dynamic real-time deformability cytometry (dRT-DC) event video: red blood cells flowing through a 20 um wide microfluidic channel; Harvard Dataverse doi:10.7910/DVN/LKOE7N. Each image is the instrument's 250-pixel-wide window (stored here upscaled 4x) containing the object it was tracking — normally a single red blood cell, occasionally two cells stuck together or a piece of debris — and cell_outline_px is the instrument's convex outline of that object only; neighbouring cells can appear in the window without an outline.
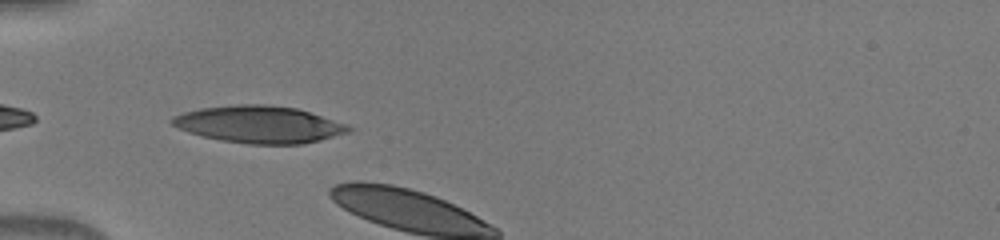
{"species": "human", "species_latin": "Homo sapiens", "temperature_condition": "warm", "stored_images_in_passage": 2, "camera_frame_rate_fps": 3000, "um_per_image_px": 0.085, "donor": {"sex": "male"}, "frame": {"image": 1, "passage_image": 1, "time_ms": 0.0, "image_size_px": [1000, 240], "cell_outline_px": [[352, 128], [348, 132], [320, 140], [300, 144], [248, 144], [220, 140], [188, 132], [172, 124], [168, 120], [172, 116], [184, 112], [200, 108], [236, 104], [268, 104], [296, 108], [348, 124]], "centroid_in_image_um": [22.01, 10.57], "position_along_channel_um": 63.0, "area_um2": 38.09}}